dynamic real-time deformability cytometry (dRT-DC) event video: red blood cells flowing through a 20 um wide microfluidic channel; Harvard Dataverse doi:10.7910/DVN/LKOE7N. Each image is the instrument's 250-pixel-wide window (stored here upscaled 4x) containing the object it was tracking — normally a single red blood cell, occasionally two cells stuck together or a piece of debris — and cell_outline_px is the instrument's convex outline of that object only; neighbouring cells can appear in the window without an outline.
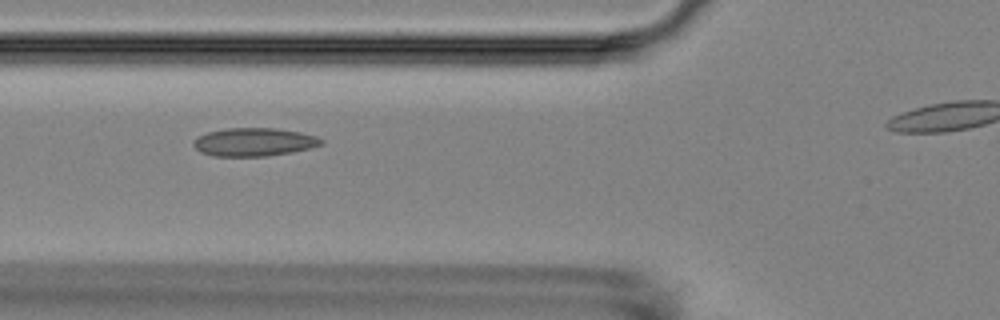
{"species": "Egyptian fruit bat (a non-hibernating species)", "species_latin": "Rousettus aegyptiacus", "temperature_condition": "room temperature", "stored_images_in_passage": 5, "camera_frame_rate_fps": 3000, "um_per_image_px": 0.085, "animal": {"sex": "female"}, "frame": {"image": 1, "passage_image": 3, "time_ms": 3.0, "image_size_px": [1000, 320], "cell_outline_px": [[324, 144], [292, 152], [268, 156], [212, 156], [200, 152], [192, 144], [196, 136], [208, 132], [228, 128], [276, 128], [300, 132], [316, 136], [324, 140]], "centroid_in_image_um": [21.58, 12.07], "position_along_channel_um": 104.2, "area_um2": 21.1}}
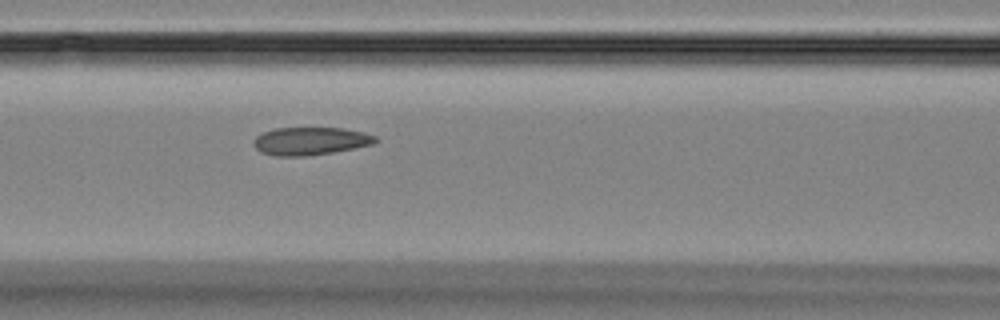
{"frame": {"image": 2, "passage_image": 4, "time_ms": 4.0, "image_size_px": [1000, 320], "cell_outline_px": [[380, 140], [372, 144], [332, 152], [304, 156], [276, 156], [260, 152], [252, 144], [252, 140], [256, 136], [264, 132], [276, 128], [344, 128], [364, 132], [376, 136]], "centroid_in_image_um": [26.37, 11.98], "position_along_channel_um": 140.2, "area_um2": 19.77}}